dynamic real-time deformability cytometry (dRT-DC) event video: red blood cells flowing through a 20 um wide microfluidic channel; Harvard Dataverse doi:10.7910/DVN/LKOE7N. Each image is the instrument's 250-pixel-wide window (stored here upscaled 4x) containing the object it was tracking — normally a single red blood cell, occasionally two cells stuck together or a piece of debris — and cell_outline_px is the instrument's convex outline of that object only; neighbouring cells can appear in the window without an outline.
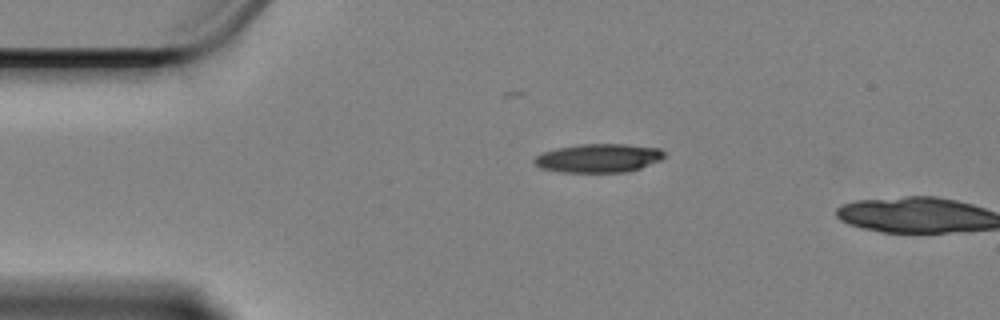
{"species": "Egyptian fruit bat (a non-hibernating species)", "species_latin": "Rousettus aegyptiacus", "temperature_condition": "cold", "stored_images_in_passage": 2, "camera_frame_rate_fps": 3000, "um_per_image_px": 0.085, "animal": {"sex": "female"}, "frame": {"image": 1, "passage_image": 1, "time_ms": 0.0, "image_size_px": [1000, 320], "cell_outline_px": [[664, 156], [660, 160], [640, 168], [624, 172], [560, 172], [540, 168], [532, 160], [536, 156], [544, 152], [560, 148], [580, 144], [624, 144], [660, 148], [664, 152]], "centroid_in_image_um": [50.88, 13.44], "position_along_channel_um": 34.1, "area_um2": 21.5}}